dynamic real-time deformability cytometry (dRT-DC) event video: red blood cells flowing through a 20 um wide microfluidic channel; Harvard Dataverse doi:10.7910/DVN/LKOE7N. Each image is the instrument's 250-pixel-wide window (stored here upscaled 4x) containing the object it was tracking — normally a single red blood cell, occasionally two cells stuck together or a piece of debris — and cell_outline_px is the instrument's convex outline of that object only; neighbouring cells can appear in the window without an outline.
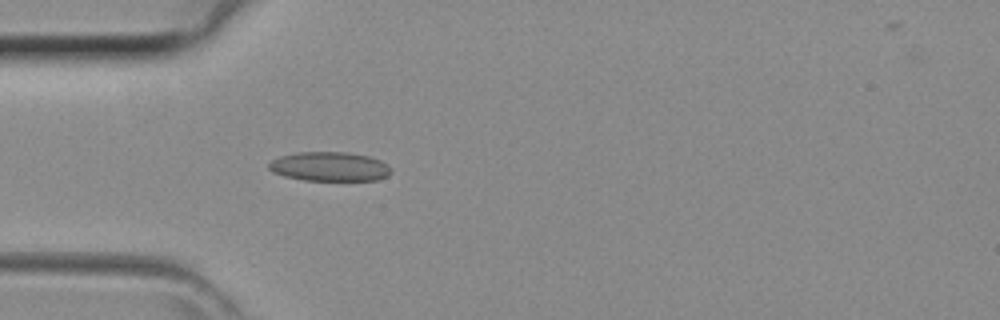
{"species": "common noctule bat (a hibernating species)", "species_latin": "Nyctalus noctula", "temperature_condition": "room temperature", "stored_images_in_passage": 31, "camera_frame_rate_fps": 3000, "um_per_image_px": 0.085, "animal": {"sex": "female", "body_mass_g": 29.2, "forearm_length_mm": 56.3}, "frame": {"image": 1, "passage_image": 1, "time_ms": 0.0, "image_size_px": [1000, 320], "cell_outline_px": [[392, 172], [388, 176], [376, 180], [304, 180], [284, 176], [272, 172], [268, 168], [268, 164], [272, 160], [280, 156], [296, 152], [348, 152], [368, 156], [380, 160], [388, 164]], "centroid_in_image_um": [28.02, 14.15], "position_along_channel_um": 57.0, "area_um2": 20.92}}
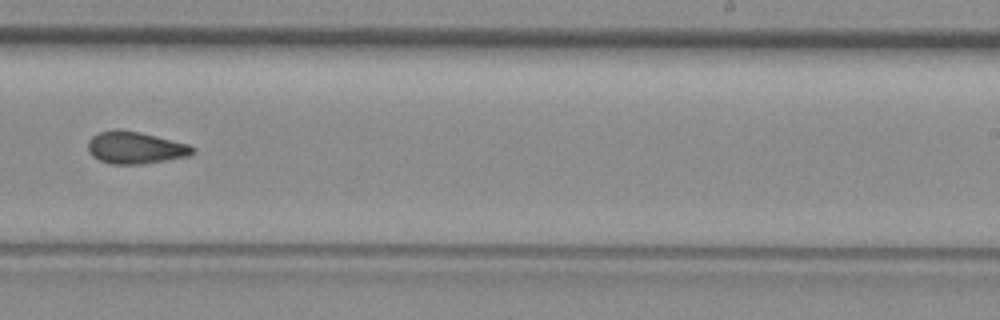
{"frame": {"image": 2, "passage_image": 15, "time_ms": 4.667, "image_size_px": [1000, 320], "cell_outline_px": [[196, 152], [188, 156], [140, 164], [112, 164], [100, 160], [92, 156], [88, 152], [88, 140], [92, 136], [100, 132], [140, 132], [188, 144], [196, 148]], "centroid_in_image_um": [11.53, 12.59], "position_along_channel_um": 277.5, "area_um2": 19.02}}
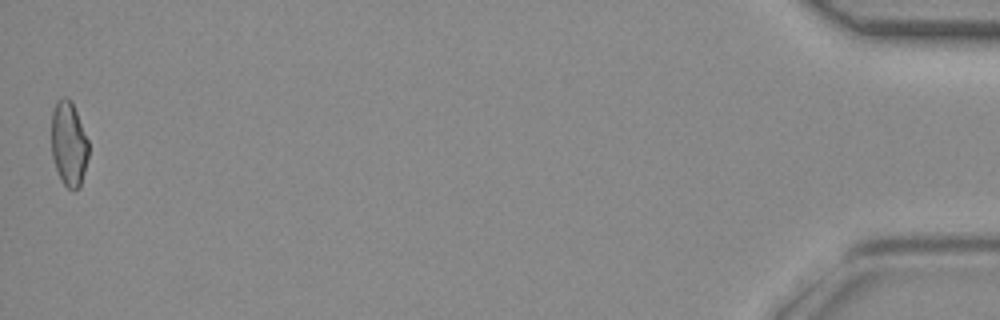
{"frame": {"image": 3, "passage_image": 31, "time_ms": 10.0, "image_size_px": [1000, 320], "cell_outline_px": [[88, 156], [80, 188], [68, 188], [60, 180], [52, 156], [52, 112], [56, 100], [64, 96], [72, 100], [88, 140]], "centroid_in_image_um": [5.84, 12.19], "position_along_channel_um": 429.4, "area_um2": 18.32}}